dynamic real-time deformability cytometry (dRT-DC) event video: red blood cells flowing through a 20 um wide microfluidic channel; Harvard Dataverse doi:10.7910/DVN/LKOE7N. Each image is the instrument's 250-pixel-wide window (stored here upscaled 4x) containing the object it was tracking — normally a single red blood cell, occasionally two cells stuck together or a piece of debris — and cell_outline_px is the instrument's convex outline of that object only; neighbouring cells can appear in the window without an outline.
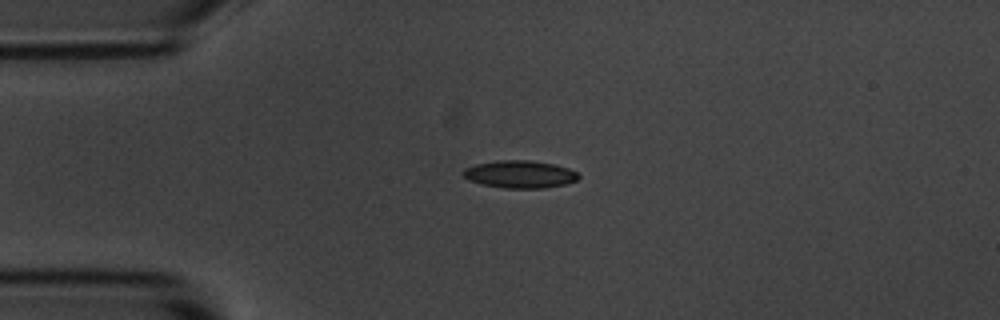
{"species": "common noctule bat (a hibernating species)", "species_latin": "Nyctalus noctula", "temperature_condition": "room temperature", "stored_images_in_passage": 4, "camera_frame_rate_fps": 3000, "um_per_image_px": 0.085, "animal": {"sex": "male", "body_mass_g": 20.1, "forearm_length_mm": 53.5}, "frame": {"image": 1, "passage_image": 3, "time_ms": 3.333, "image_size_px": [1000, 320], "cell_outline_px": [[580, 176], [576, 180], [564, 184], [544, 188], [504, 188], [480, 184], [468, 180], [464, 176], [464, 168], [476, 164], [500, 160], [528, 160], [556, 164], [568, 168], [576, 172]], "centroid_in_image_um": [44.18, 14.81], "position_along_channel_um": 40.8, "area_um2": 18.44}}